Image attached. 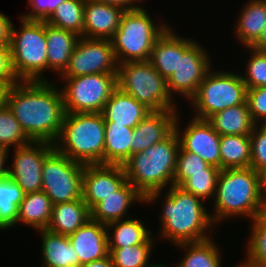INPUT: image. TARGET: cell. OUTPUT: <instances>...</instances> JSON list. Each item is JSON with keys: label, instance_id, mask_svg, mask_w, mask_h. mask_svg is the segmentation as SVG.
<instances>
[{"label": "cell", "instance_id": "obj_48", "mask_svg": "<svg viewBox=\"0 0 266 267\" xmlns=\"http://www.w3.org/2000/svg\"><path fill=\"white\" fill-rule=\"evenodd\" d=\"M80 267H114L111 257L108 255L100 260L82 264Z\"/></svg>", "mask_w": 266, "mask_h": 267}, {"label": "cell", "instance_id": "obj_20", "mask_svg": "<svg viewBox=\"0 0 266 267\" xmlns=\"http://www.w3.org/2000/svg\"><path fill=\"white\" fill-rule=\"evenodd\" d=\"M145 203V198L126 181L113 194L97 203L91 211V219L107 225L125 219L126 212L135 203Z\"/></svg>", "mask_w": 266, "mask_h": 267}, {"label": "cell", "instance_id": "obj_6", "mask_svg": "<svg viewBox=\"0 0 266 267\" xmlns=\"http://www.w3.org/2000/svg\"><path fill=\"white\" fill-rule=\"evenodd\" d=\"M147 11L139 7L122 15L118 30L110 39L118 64L149 61L155 42L169 27L165 22L156 24Z\"/></svg>", "mask_w": 266, "mask_h": 267}, {"label": "cell", "instance_id": "obj_5", "mask_svg": "<svg viewBox=\"0 0 266 267\" xmlns=\"http://www.w3.org/2000/svg\"><path fill=\"white\" fill-rule=\"evenodd\" d=\"M105 121L101 113H65L54 148L83 165L104 164Z\"/></svg>", "mask_w": 266, "mask_h": 267}, {"label": "cell", "instance_id": "obj_33", "mask_svg": "<svg viewBox=\"0 0 266 267\" xmlns=\"http://www.w3.org/2000/svg\"><path fill=\"white\" fill-rule=\"evenodd\" d=\"M24 196V191L8 175L0 179V231L16 227L18 207Z\"/></svg>", "mask_w": 266, "mask_h": 267}, {"label": "cell", "instance_id": "obj_41", "mask_svg": "<svg viewBox=\"0 0 266 267\" xmlns=\"http://www.w3.org/2000/svg\"><path fill=\"white\" fill-rule=\"evenodd\" d=\"M251 168L260 173L266 168V124L256 125L250 135Z\"/></svg>", "mask_w": 266, "mask_h": 267}, {"label": "cell", "instance_id": "obj_14", "mask_svg": "<svg viewBox=\"0 0 266 267\" xmlns=\"http://www.w3.org/2000/svg\"><path fill=\"white\" fill-rule=\"evenodd\" d=\"M54 144L31 141L15 147L8 177L16 182L25 194L42 191V169L45 158L54 150Z\"/></svg>", "mask_w": 266, "mask_h": 267}, {"label": "cell", "instance_id": "obj_15", "mask_svg": "<svg viewBox=\"0 0 266 267\" xmlns=\"http://www.w3.org/2000/svg\"><path fill=\"white\" fill-rule=\"evenodd\" d=\"M180 113L175 122V131L180 147L202 158L207 164L220 169V137L207 119L192 117L186 128H180ZM182 132H181V131Z\"/></svg>", "mask_w": 266, "mask_h": 267}, {"label": "cell", "instance_id": "obj_3", "mask_svg": "<svg viewBox=\"0 0 266 267\" xmlns=\"http://www.w3.org/2000/svg\"><path fill=\"white\" fill-rule=\"evenodd\" d=\"M213 209L210 217L214 225L239 215L249 220L264 216L266 198L261 189L260 173L251 167L221 170Z\"/></svg>", "mask_w": 266, "mask_h": 267}, {"label": "cell", "instance_id": "obj_38", "mask_svg": "<svg viewBox=\"0 0 266 267\" xmlns=\"http://www.w3.org/2000/svg\"><path fill=\"white\" fill-rule=\"evenodd\" d=\"M220 171L221 169L207 164L197 154L186 152L181 147H179L176 157L174 185L180 186L187 178H189V173Z\"/></svg>", "mask_w": 266, "mask_h": 267}, {"label": "cell", "instance_id": "obj_1", "mask_svg": "<svg viewBox=\"0 0 266 267\" xmlns=\"http://www.w3.org/2000/svg\"><path fill=\"white\" fill-rule=\"evenodd\" d=\"M55 84L19 81L7 91L5 104L31 141L54 144L61 132L65 110L61 89Z\"/></svg>", "mask_w": 266, "mask_h": 267}, {"label": "cell", "instance_id": "obj_28", "mask_svg": "<svg viewBox=\"0 0 266 267\" xmlns=\"http://www.w3.org/2000/svg\"><path fill=\"white\" fill-rule=\"evenodd\" d=\"M53 204L44 191L25 194L18 207L16 224L20 222L34 230L46 229L50 223Z\"/></svg>", "mask_w": 266, "mask_h": 267}, {"label": "cell", "instance_id": "obj_7", "mask_svg": "<svg viewBox=\"0 0 266 267\" xmlns=\"http://www.w3.org/2000/svg\"><path fill=\"white\" fill-rule=\"evenodd\" d=\"M20 29L12 23L10 50L13 71L19 81H48L46 22L19 17Z\"/></svg>", "mask_w": 266, "mask_h": 267}, {"label": "cell", "instance_id": "obj_31", "mask_svg": "<svg viewBox=\"0 0 266 267\" xmlns=\"http://www.w3.org/2000/svg\"><path fill=\"white\" fill-rule=\"evenodd\" d=\"M209 238L200 242L181 243L175 245L182 248L186 253L183 259L174 267H222V255L219 250V245L214 242V239Z\"/></svg>", "mask_w": 266, "mask_h": 267}, {"label": "cell", "instance_id": "obj_46", "mask_svg": "<svg viewBox=\"0 0 266 267\" xmlns=\"http://www.w3.org/2000/svg\"><path fill=\"white\" fill-rule=\"evenodd\" d=\"M96 2H102V3H106V4H112L118 7L123 8L124 10H132V9H136L142 6H139V3H142L143 0H93ZM145 1V0H144Z\"/></svg>", "mask_w": 266, "mask_h": 267}, {"label": "cell", "instance_id": "obj_32", "mask_svg": "<svg viewBox=\"0 0 266 267\" xmlns=\"http://www.w3.org/2000/svg\"><path fill=\"white\" fill-rule=\"evenodd\" d=\"M173 28L167 30L157 39L149 62L167 80L178 64V36Z\"/></svg>", "mask_w": 266, "mask_h": 267}, {"label": "cell", "instance_id": "obj_42", "mask_svg": "<svg viewBox=\"0 0 266 267\" xmlns=\"http://www.w3.org/2000/svg\"><path fill=\"white\" fill-rule=\"evenodd\" d=\"M246 101L253 122L266 124V86L247 89Z\"/></svg>", "mask_w": 266, "mask_h": 267}, {"label": "cell", "instance_id": "obj_18", "mask_svg": "<svg viewBox=\"0 0 266 267\" xmlns=\"http://www.w3.org/2000/svg\"><path fill=\"white\" fill-rule=\"evenodd\" d=\"M125 11L112 4L85 0L83 37L110 40Z\"/></svg>", "mask_w": 266, "mask_h": 267}, {"label": "cell", "instance_id": "obj_50", "mask_svg": "<svg viewBox=\"0 0 266 267\" xmlns=\"http://www.w3.org/2000/svg\"><path fill=\"white\" fill-rule=\"evenodd\" d=\"M8 89L9 87L6 84L0 83V108L6 103V94Z\"/></svg>", "mask_w": 266, "mask_h": 267}, {"label": "cell", "instance_id": "obj_52", "mask_svg": "<svg viewBox=\"0 0 266 267\" xmlns=\"http://www.w3.org/2000/svg\"><path fill=\"white\" fill-rule=\"evenodd\" d=\"M146 267H171V266L170 265L168 266V264L167 265H163V264H158V263L154 265V263H152V264H149Z\"/></svg>", "mask_w": 266, "mask_h": 267}, {"label": "cell", "instance_id": "obj_29", "mask_svg": "<svg viewBox=\"0 0 266 267\" xmlns=\"http://www.w3.org/2000/svg\"><path fill=\"white\" fill-rule=\"evenodd\" d=\"M133 130L114 122H105L104 164L124 165L131 157Z\"/></svg>", "mask_w": 266, "mask_h": 267}, {"label": "cell", "instance_id": "obj_22", "mask_svg": "<svg viewBox=\"0 0 266 267\" xmlns=\"http://www.w3.org/2000/svg\"><path fill=\"white\" fill-rule=\"evenodd\" d=\"M41 234V255L45 267H80L78 254L68 235L56 234L47 229L37 230Z\"/></svg>", "mask_w": 266, "mask_h": 267}, {"label": "cell", "instance_id": "obj_19", "mask_svg": "<svg viewBox=\"0 0 266 267\" xmlns=\"http://www.w3.org/2000/svg\"><path fill=\"white\" fill-rule=\"evenodd\" d=\"M107 232L106 225L89 219L74 233L68 235L81 265L109 255Z\"/></svg>", "mask_w": 266, "mask_h": 267}, {"label": "cell", "instance_id": "obj_45", "mask_svg": "<svg viewBox=\"0 0 266 267\" xmlns=\"http://www.w3.org/2000/svg\"><path fill=\"white\" fill-rule=\"evenodd\" d=\"M11 27V19L0 11V45L10 44Z\"/></svg>", "mask_w": 266, "mask_h": 267}, {"label": "cell", "instance_id": "obj_40", "mask_svg": "<svg viewBox=\"0 0 266 267\" xmlns=\"http://www.w3.org/2000/svg\"><path fill=\"white\" fill-rule=\"evenodd\" d=\"M250 52L247 60L246 73L241 74L247 87L258 88L266 86V51L256 50L252 47H246ZM246 74V75H245Z\"/></svg>", "mask_w": 266, "mask_h": 267}, {"label": "cell", "instance_id": "obj_27", "mask_svg": "<svg viewBox=\"0 0 266 267\" xmlns=\"http://www.w3.org/2000/svg\"><path fill=\"white\" fill-rule=\"evenodd\" d=\"M208 121L219 135L250 136L256 126L249 113L247 101L213 114Z\"/></svg>", "mask_w": 266, "mask_h": 267}, {"label": "cell", "instance_id": "obj_13", "mask_svg": "<svg viewBox=\"0 0 266 267\" xmlns=\"http://www.w3.org/2000/svg\"><path fill=\"white\" fill-rule=\"evenodd\" d=\"M118 62L110 40L79 37L60 78L117 73Z\"/></svg>", "mask_w": 266, "mask_h": 267}, {"label": "cell", "instance_id": "obj_26", "mask_svg": "<svg viewBox=\"0 0 266 267\" xmlns=\"http://www.w3.org/2000/svg\"><path fill=\"white\" fill-rule=\"evenodd\" d=\"M242 7L234 25L235 37L243 47H251L261 36L266 24V0H250Z\"/></svg>", "mask_w": 266, "mask_h": 267}, {"label": "cell", "instance_id": "obj_49", "mask_svg": "<svg viewBox=\"0 0 266 267\" xmlns=\"http://www.w3.org/2000/svg\"><path fill=\"white\" fill-rule=\"evenodd\" d=\"M251 47L256 50L266 51V24L263 28L261 36Z\"/></svg>", "mask_w": 266, "mask_h": 267}, {"label": "cell", "instance_id": "obj_39", "mask_svg": "<svg viewBox=\"0 0 266 267\" xmlns=\"http://www.w3.org/2000/svg\"><path fill=\"white\" fill-rule=\"evenodd\" d=\"M220 172H198L189 173L187 178L179 187L192 193L202 200H208L215 197L217 180Z\"/></svg>", "mask_w": 266, "mask_h": 267}, {"label": "cell", "instance_id": "obj_37", "mask_svg": "<svg viewBox=\"0 0 266 267\" xmlns=\"http://www.w3.org/2000/svg\"><path fill=\"white\" fill-rule=\"evenodd\" d=\"M30 142L31 140L25 134L9 107L6 104L2 106L0 108V146L11 152V147H20Z\"/></svg>", "mask_w": 266, "mask_h": 267}, {"label": "cell", "instance_id": "obj_47", "mask_svg": "<svg viewBox=\"0 0 266 267\" xmlns=\"http://www.w3.org/2000/svg\"><path fill=\"white\" fill-rule=\"evenodd\" d=\"M8 154L9 150L0 146V179L8 175L9 166L5 165L7 164V157H9Z\"/></svg>", "mask_w": 266, "mask_h": 267}, {"label": "cell", "instance_id": "obj_53", "mask_svg": "<svg viewBox=\"0 0 266 267\" xmlns=\"http://www.w3.org/2000/svg\"><path fill=\"white\" fill-rule=\"evenodd\" d=\"M236 267H249V266H246L244 263H240V265L236 266Z\"/></svg>", "mask_w": 266, "mask_h": 267}, {"label": "cell", "instance_id": "obj_51", "mask_svg": "<svg viewBox=\"0 0 266 267\" xmlns=\"http://www.w3.org/2000/svg\"><path fill=\"white\" fill-rule=\"evenodd\" d=\"M261 189L264 197L266 198V168L260 172Z\"/></svg>", "mask_w": 266, "mask_h": 267}, {"label": "cell", "instance_id": "obj_4", "mask_svg": "<svg viewBox=\"0 0 266 267\" xmlns=\"http://www.w3.org/2000/svg\"><path fill=\"white\" fill-rule=\"evenodd\" d=\"M168 189L158 217L161 222L159 237L174 245L209 239L214 223L204 207V200L176 185Z\"/></svg>", "mask_w": 266, "mask_h": 267}, {"label": "cell", "instance_id": "obj_36", "mask_svg": "<svg viewBox=\"0 0 266 267\" xmlns=\"http://www.w3.org/2000/svg\"><path fill=\"white\" fill-rule=\"evenodd\" d=\"M155 244H135L122 248H109L114 267H146Z\"/></svg>", "mask_w": 266, "mask_h": 267}, {"label": "cell", "instance_id": "obj_34", "mask_svg": "<svg viewBox=\"0 0 266 267\" xmlns=\"http://www.w3.org/2000/svg\"><path fill=\"white\" fill-rule=\"evenodd\" d=\"M85 0H65L45 21L83 37Z\"/></svg>", "mask_w": 266, "mask_h": 267}, {"label": "cell", "instance_id": "obj_24", "mask_svg": "<svg viewBox=\"0 0 266 267\" xmlns=\"http://www.w3.org/2000/svg\"><path fill=\"white\" fill-rule=\"evenodd\" d=\"M78 39L75 33L46 23L48 71L61 75L66 70Z\"/></svg>", "mask_w": 266, "mask_h": 267}, {"label": "cell", "instance_id": "obj_8", "mask_svg": "<svg viewBox=\"0 0 266 267\" xmlns=\"http://www.w3.org/2000/svg\"><path fill=\"white\" fill-rule=\"evenodd\" d=\"M117 87L151 111L178 109L168 92L167 80L149 61L118 64Z\"/></svg>", "mask_w": 266, "mask_h": 267}, {"label": "cell", "instance_id": "obj_43", "mask_svg": "<svg viewBox=\"0 0 266 267\" xmlns=\"http://www.w3.org/2000/svg\"><path fill=\"white\" fill-rule=\"evenodd\" d=\"M65 0H28L30 13L21 15L28 20L46 21L52 13L57 9V6Z\"/></svg>", "mask_w": 266, "mask_h": 267}, {"label": "cell", "instance_id": "obj_11", "mask_svg": "<svg viewBox=\"0 0 266 267\" xmlns=\"http://www.w3.org/2000/svg\"><path fill=\"white\" fill-rule=\"evenodd\" d=\"M210 61L208 50L204 46L192 38L178 35V64L167 79V89L171 97L174 93L190 101L212 68Z\"/></svg>", "mask_w": 266, "mask_h": 267}, {"label": "cell", "instance_id": "obj_25", "mask_svg": "<svg viewBox=\"0 0 266 267\" xmlns=\"http://www.w3.org/2000/svg\"><path fill=\"white\" fill-rule=\"evenodd\" d=\"M131 217L133 216L130 215L128 219L117 220L106 225L108 248L154 244L156 237L152 235V230L147 229L142 220Z\"/></svg>", "mask_w": 266, "mask_h": 267}, {"label": "cell", "instance_id": "obj_9", "mask_svg": "<svg viewBox=\"0 0 266 267\" xmlns=\"http://www.w3.org/2000/svg\"><path fill=\"white\" fill-rule=\"evenodd\" d=\"M246 98L247 87L240 74L211 68L190 99V105L195 110L194 117L208 120L228 107L243 104Z\"/></svg>", "mask_w": 266, "mask_h": 267}, {"label": "cell", "instance_id": "obj_10", "mask_svg": "<svg viewBox=\"0 0 266 267\" xmlns=\"http://www.w3.org/2000/svg\"><path fill=\"white\" fill-rule=\"evenodd\" d=\"M65 113H101L117 88V73L61 78Z\"/></svg>", "mask_w": 266, "mask_h": 267}, {"label": "cell", "instance_id": "obj_23", "mask_svg": "<svg viewBox=\"0 0 266 267\" xmlns=\"http://www.w3.org/2000/svg\"><path fill=\"white\" fill-rule=\"evenodd\" d=\"M91 219V211L82 198L72 202L53 204L48 231L70 235Z\"/></svg>", "mask_w": 266, "mask_h": 267}, {"label": "cell", "instance_id": "obj_30", "mask_svg": "<svg viewBox=\"0 0 266 267\" xmlns=\"http://www.w3.org/2000/svg\"><path fill=\"white\" fill-rule=\"evenodd\" d=\"M251 167V140L245 135H221L220 169Z\"/></svg>", "mask_w": 266, "mask_h": 267}, {"label": "cell", "instance_id": "obj_17", "mask_svg": "<svg viewBox=\"0 0 266 267\" xmlns=\"http://www.w3.org/2000/svg\"><path fill=\"white\" fill-rule=\"evenodd\" d=\"M178 109L150 112L133 130L131 156L167 138L175 130Z\"/></svg>", "mask_w": 266, "mask_h": 267}, {"label": "cell", "instance_id": "obj_35", "mask_svg": "<svg viewBox=\"0 0 266 267\" xmlns=\"http://www.w3.org/2000/svg\"><path fill=\"white\" fill-rule=\"evenodd\" d=\"M244 263L249 267H266V214L251 221Z\"/></svg>", "mask_w": 266, "mask_h": 267}, {"label": "cell", "instance_id": "obj_21", "mask_svg": "<svg viewBox=\"0 0 266 267\" xmlns=\"http://www.w3.org/2000/svg\"><path fill=\"white\" fill-rule=\"evenodd\" d=\"M150 112L145 105L118 87L112 92L101 114L105 122L134 129Z\"/></svg>", "mask_w": 266, "mask_h": 267}, {"label": "cell", "instance_id": "obj_44", "mask_svg": "<svg viewBox=\"0 0 266 267\" xmlns=\"http://www.w3.org/2000/svg\"><path fill=\"white\" fill-rule=\"evenodd\" d=\"M18 82L12 68L10 45H0V83L10 87Z\"/></svg>", "mask_w": 266, "mask_h": 267}, {"label": "cell", "instance_id": "obj_12", "mask_svg": "<svg viewBox=\"0 0 266 267\" xmlns=\"http://www.w3.org/2000/svg\"><path fill=\"white\" fill-rule=\"evenodd\" d=\"M85 165L75 162L54 149L44 160L42 191L52 204L82 198V174Z\"/></svg>", "mask_w": 266, "mask_h": 267}, {"label": "cell", "instance_id": "obj_2", "mask_svg": "<svg viewBox=\"0 0 266 267\" xmlns=\"http://www.w3.org/2000/svg\"><path fill=\"white\" fill-rule=\"evenodd\" d=\"M180 141L174 130L167 138L144 151L133 154L123 165L127 181L153 203L162 191L174 185L176 157Z\"/></svg>", "mask_w": 266, "mask_h": 267}, {"label": "cell", "instance_id": "obj_16", "mask_svg": "<svg viewBox=\"0 0 266 267\" xmlns=\"http://www.w3.org/2000/svg\"><path fill=\"white\" fill-rule=\"evenodd\" d=\"M127 181L123 165H85L82 174V200L91 210Z\"/></svg>", "mask_w": 266, "mask_h": 267}]
</instances>
